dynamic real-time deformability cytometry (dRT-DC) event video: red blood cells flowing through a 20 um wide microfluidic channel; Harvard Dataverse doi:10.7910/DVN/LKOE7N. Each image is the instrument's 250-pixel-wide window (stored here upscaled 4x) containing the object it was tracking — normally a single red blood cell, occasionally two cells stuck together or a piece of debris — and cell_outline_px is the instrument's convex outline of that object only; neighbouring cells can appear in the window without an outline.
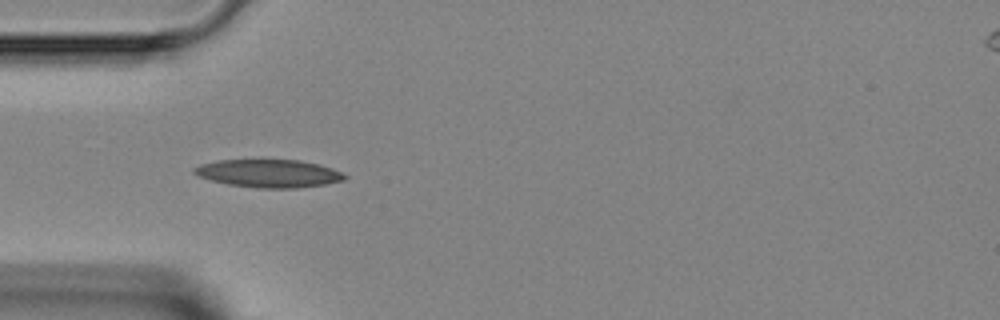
{"species": "Egyptian fruit bat (a non-hibernating species)", "species_latin": "Rousettus aegyptiacus", "temperature_condition": "room temperature", "stored_images_in_passage": 33, "camera_frame_rate_fps": 3000, "um_per_image_px": 0.085, "animal": {"sex": "female"}, "frame": {"image": 1, "passage_image": 1, "time_ms": 0.0, "image_size_px": [1000, 320], "cell_outline_px": [[348, 176], [344, 180], [324, 184], [296, 188], [256, 188], [228, 184], [196, 176], [192, 172], [192, 168], [200, 164], [216, 160], [300, 160], [320, 164], [332, 168]], "centroid_in_image_um": [22.81, 14.73], "position_along_channel_um": 62.2, "area_um2": 24.57}}
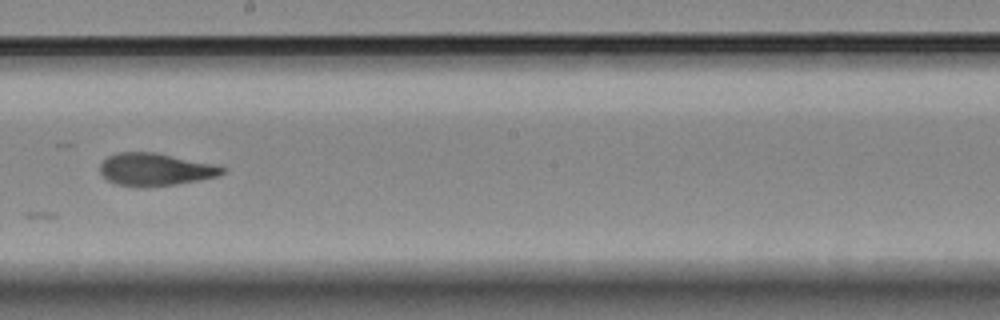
{"frame": {"image": 2, "passage_image": 13, "time_ms": 4.0, "image_size_px": [1000, 320], "cell_outline_px": [[224, 172], [216, 176], [200, 180], [176, 184], [116, 184], [108, 180], [100, 172], [100, 164], [108, 156], [116, 152], [156, 152], [212, 164], [224, 168]], "centroid_in_image_um": [13.18, 14.36], "position_along_channel_um": 235.0, "area_um2": 22.25}}
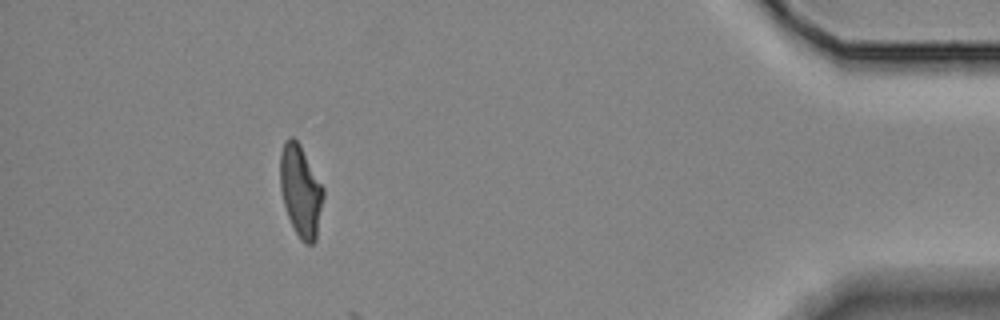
{"frame": {"image": 3, "passage_image": 29, "time_ms": 9.333, "image_size_px": [1000, 320], "cell_outline_px": [[324, 196], [316, 240], [312, 244], [304, 244], [300, 240], [288, 216], [284, 204], [280, 188], [280, 152], [284, 140], [288, 136], [292, 136], [300, 144], [324, 188]], "centroid_in_image_um": [25.55, 16.21], "position_along_channel_um": 409.6, "area_um2": 23.18}}